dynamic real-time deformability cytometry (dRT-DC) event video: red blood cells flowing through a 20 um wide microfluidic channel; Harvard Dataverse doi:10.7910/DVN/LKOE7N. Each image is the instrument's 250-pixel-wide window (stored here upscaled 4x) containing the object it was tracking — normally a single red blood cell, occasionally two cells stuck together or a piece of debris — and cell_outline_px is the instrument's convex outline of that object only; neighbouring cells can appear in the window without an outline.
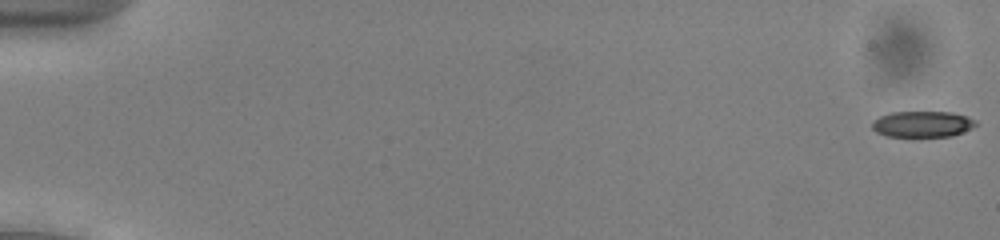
{"species": "common noctule bat (a hibernating species)", "species_latin": "Nyctalus noctula", "temperature_condition": "cold", "stored_images_in_passage": 54, "camera_frame_rate_fps": 3000, "um_per_image_px": 0.085, "animal": {"sex": "male", "body_mass_g": 13.0, "forearm_length_mm": 53.1}, "frame": {"image": 1, "passage_image": 1, "time_ms": 0.0, "image_size_px": [1000, 240], "cell_outline_px": [[976, 124], [972, 128], [964, 132], [952, 136], [888, 136], [876, 132], [872, 128], [872, 120], [888, 112], [952, 112], [968, 116], [976, 120]], "centroid_in_image_um": [78.41, 10.54], "position_along_channel_um": 6.6, "area_um2": 15.84}}
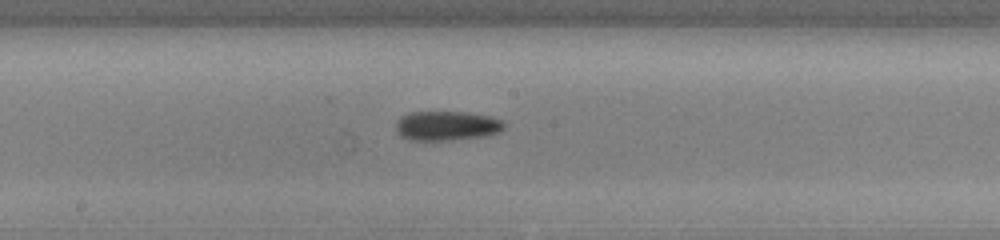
{"frame": {"image": 2, "passage_image": 30, "time_ms": 9.667, "image_size_px": [1000, 240], "cell_outline_px": [[504, 128], [500, 132], [484, 136], [452, 140], [408, 140], [400, 136], [396, 132], [396, 120], [400, 116], [408, 112], [464, 112], [492, 116], [500, 120], [504, 124]], "centroid_in_image_um": [37.93, 10.69], "position_along_channel_um": 210.3, "area_um2": 18.79}}
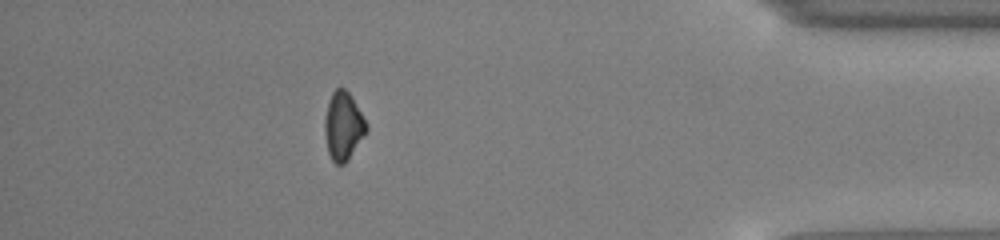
{"frame": {"image": 3, "passage_image": 48, "time_ms": 15.667, "image_size_px": [1000, 240], "cell_outline_px": [[368, 132], [348, 160], [344, 164], [336, 164], [332, 160], [328, 152], [324, 132], [324, 116], [332, 92], [336, 88], [344, 88], [352, 96], [368, 124]], "centroid_in_image_um": [29.19, 10.72], "position_along_channel_um": 406.0, "area_um2": 16.82}, "authors_computed_cell_mechanics": {"area_um2": 17.3689, "velocity_mm_per_s": 3.9457, "shape_relaxation_time_tau1_ms": 4.603, "shape_relaxation_time_tau2_ms": null, "deformation_change_tau1": 0.0964, "deformation_change_tau2": null}}